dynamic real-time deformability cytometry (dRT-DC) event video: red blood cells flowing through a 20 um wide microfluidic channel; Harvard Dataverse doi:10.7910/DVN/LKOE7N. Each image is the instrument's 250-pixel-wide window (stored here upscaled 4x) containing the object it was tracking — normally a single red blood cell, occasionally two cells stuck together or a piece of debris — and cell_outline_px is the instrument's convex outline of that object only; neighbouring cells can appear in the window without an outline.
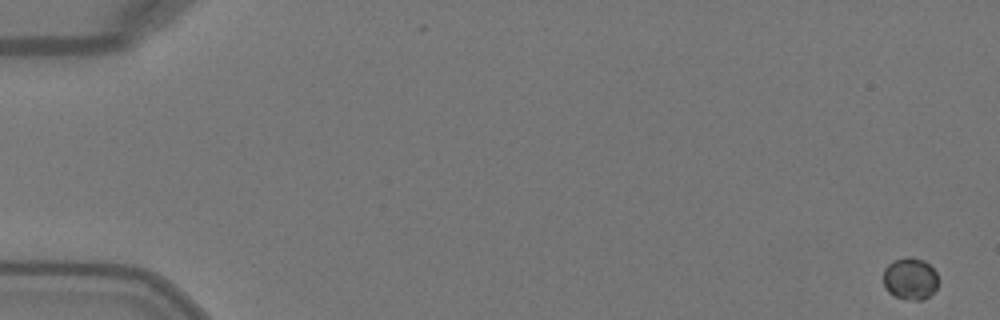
{"species": "Egyptian fruit bat (a non-hibernating species)", "species_latin": "Rousettus aegyptiacus", "temperature_condition": "warm", "stored_images_in_passage": 51, "camera_frame_rate_fps": 3000, "um_per_image_px": 0.085, "animal": {"sex": "female"}, "frame": {"image": 1, "passage_image": 1, "time_ms": 0.0, "image_size_px": [1000, 320], "cell_outline_px": [[940, 284], [924, 300], [904, 300], [888, 292], [884, 288], [884, 268], [892, 260], [908, 256], [924, 260], [936, 272], [940, 280]], "centroid_in_image_um": [77.38, 23.69], "position_along_channel_um": 7.6, "area_um2": 13.76}}
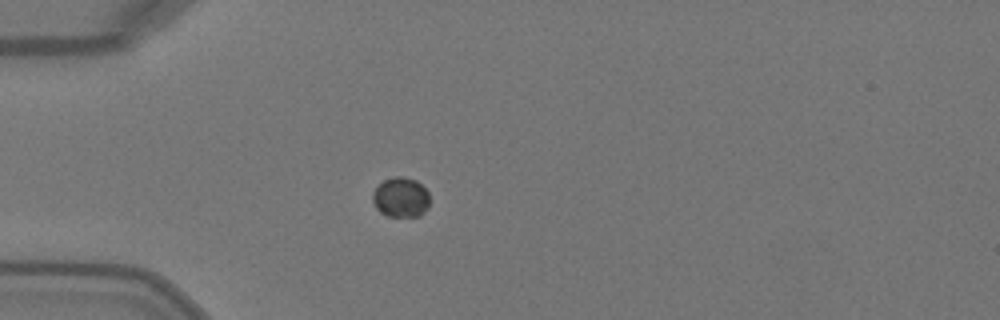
{"frame": {"image": 2, "passage_image": 15, "time_ms": 4.667, "image_size_px": [1000, 320], "cell_outline_px": [[428, 208], [420, 216], [388, 216], [380, 212], [376, 208], [372, 200], [372, 192], [384, 180], [396, 176], [404, 176], [416, 180], [428, 192]], "centroid_in_image_um": [34.06, 16.77], "position_along_channel_um": 50.9, "area_um2": 13.24}}
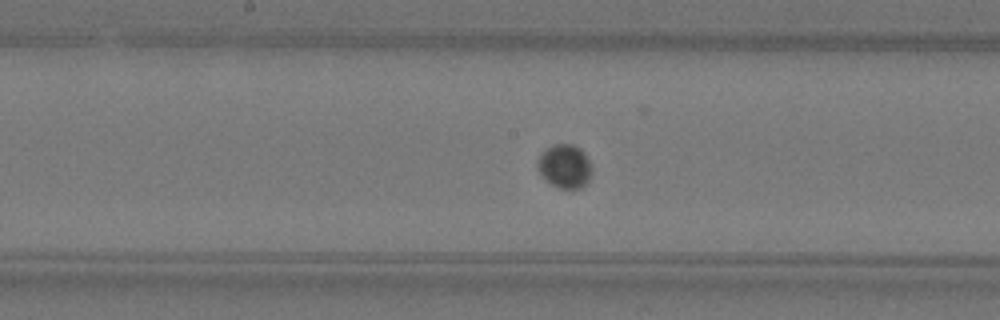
{"frame": {"image": 3, "passage_image": 27, "time_ms": 8.667, "image_size_px": [1000, 320], "cell_outline_px": [[592, 172], [588, 180], [580, 188], [560, 188], [552, 184], [540, 172], [536, 164], [540, 152], [552, 144], [572, 144], [580, 148], [584, 152], [592, 164]], "centroid_in_image_um": [48.01, 14.09], "position_along_channel_um": 200.2, "area_um2": 13.81}, "authors_computed_cell_mechanics": {"area_um2": 13.583, "velocity_mm_per_s": 4.0543, "shape_relaxation_time_tau1_ms": 1.5742, "shape_relaxation_time_tau2_ms": null, "deformation_change_tau1": 0.0139, "deformation_change_tau2": null}}